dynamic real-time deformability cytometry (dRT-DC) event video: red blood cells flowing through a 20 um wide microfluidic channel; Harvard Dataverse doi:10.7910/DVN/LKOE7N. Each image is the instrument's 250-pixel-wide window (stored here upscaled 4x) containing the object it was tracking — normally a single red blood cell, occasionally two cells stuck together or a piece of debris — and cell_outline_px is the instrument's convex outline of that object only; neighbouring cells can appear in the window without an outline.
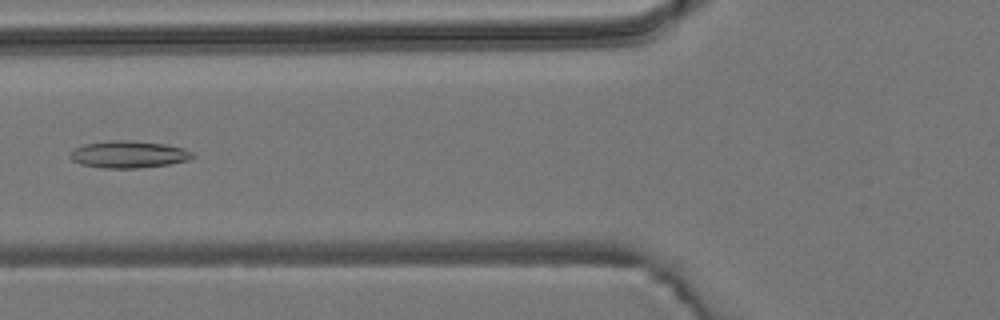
{"species": "common noctule bat (a hibernating species)", "species_latin": "Nyctalus noctula", "temperature_condition": "room temperature", "stored_images_in_passage": 6, "camera_frame_rate_fps": 3000, "um_per_image_px": 0.085, "animal": {"sex": "male", "body_mass_g": 19.2, "forearm_length_mm": 51.8}, "frame": {"image": 1, "passage_image": 6, "time_ms": 1.667, "image_size_px": [1000, 320], "cell_outline_px": [[196, 156], [188, 160], [168, 164], [140, 168], [104, 168], [80, 164], [72, 160], [68, 156], [76, 148], [84, 144], [116, 140], [128, 140], [164, 144], [184, 148], [192, 152]], "centroid_in_image_um": [10.95, 13.13], "position_along_channel_um": 114.9, "area_um2": 19.19}}